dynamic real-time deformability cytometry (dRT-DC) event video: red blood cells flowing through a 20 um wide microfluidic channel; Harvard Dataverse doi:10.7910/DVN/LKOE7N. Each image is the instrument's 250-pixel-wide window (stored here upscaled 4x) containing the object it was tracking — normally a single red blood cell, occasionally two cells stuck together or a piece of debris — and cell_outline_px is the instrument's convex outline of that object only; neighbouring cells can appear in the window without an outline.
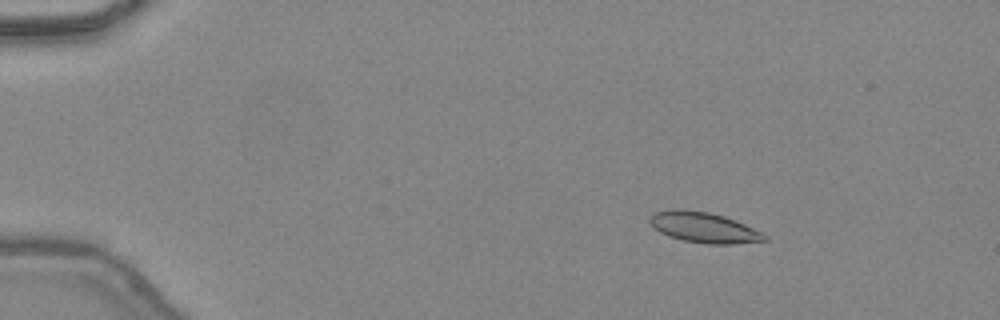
{"species": "common noctule bat (a hibernating species)", "species_latin": "Nyctalus noctula", "temperature_condition": "warm", "stored_images_in_passage": 45, "camera_frame_rate_fps": 3000, "um_per_image_px": 0.085, "animal": {"sex": "female", "body_mass_g": 24.6, "forearm_length_mm": 56.2}, "frame": {"image": 1, "passage_image": 5, "time_ms": 1.333, "image_size_px": [1000, 320], "cell_outline_px": [[768, 240], [732, 244], [708, 244], [684, 240], [668, 236], [660, 232], [648, 220], [656, 212], [672, 208], [708, 212], [724, 216], [764, 232], [768, 236]], "centroid_in_image_um": [59.87, 19.34], "position_along_channel_um": 25.1, "area_um2": 20.23}}
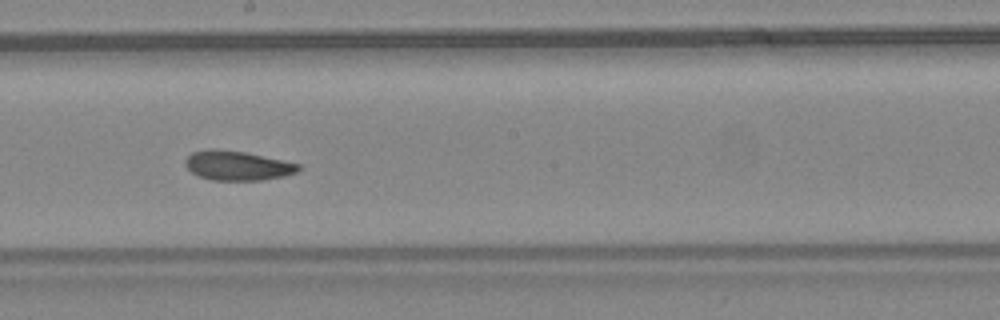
{"frame": {"image": 2, "passage_image": 25, "time_ms": 8.0, "image_size_px": [1000, 320], "cell_outline_px": [[300, 168], [296, 172], [284, 176], [264, 180], [212, 180], [200, 176], [192, 172], [184, 164], [184, 160], [192, 152], [244, 152], [300, 164]], "centroid_in_image_um": [20.23, 14.13], "position_along_channel_um": 228.0, "area_um2": 18.5}}
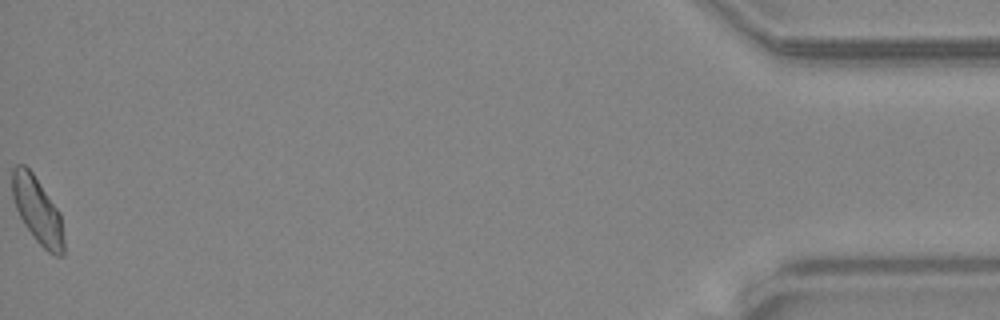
{"frame": {"image": 3, "passage_image": 45, "time_ms": 14.667, "image_size_px": [1000, 320], "cell_outline_px": [[64, 256], [56, 256], [48, 252], [36, 240], [24, 224], [16, 208], [12, 196], [12, 168], [16, 164], [24, 164], [32, 172], [60, 212], [64, 240]], "centroid_in_image_um": [3.19, 17.88], "position_along_channel_um": 432.0, "area_um2": 19.88}, "authors_computed_cell_mechanics": {"area_um2": 19.7676, "velocity_mm_per_s": 4.4572, "shape_relaxation_time_tau1_ms": null, "shape_relaxation_time_tau2_ms": 6.8369, "deformation_change_tau1": null, "deformation_change_tau2": 0.0866}}